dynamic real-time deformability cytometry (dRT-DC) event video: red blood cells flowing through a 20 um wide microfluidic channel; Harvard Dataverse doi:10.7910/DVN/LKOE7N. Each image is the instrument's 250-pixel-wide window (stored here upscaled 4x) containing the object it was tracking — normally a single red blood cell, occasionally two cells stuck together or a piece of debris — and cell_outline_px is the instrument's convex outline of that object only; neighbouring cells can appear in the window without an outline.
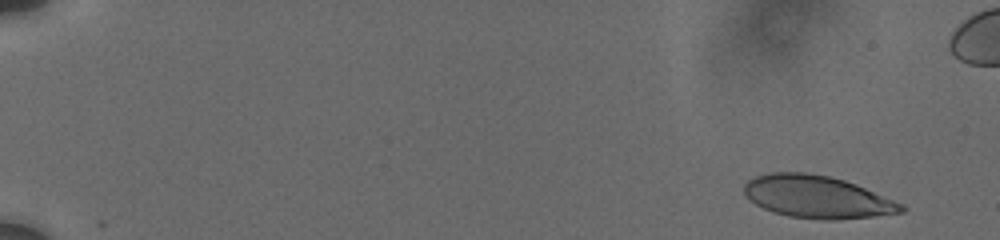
{"species": "human", "species_latin": "Homo sapiens", "temperature_condition": "cold", "stored_images_in_passage": 40, "camera_frame_rate_fps": 3000, "um_per_image_px": 0.085, "donor": {"sex": "male"}, "frame": {"image": 1, "passage_image": 5, "time_ms": 1.0, "image_size_px": [1000, 240], "cell_outline_px": [[908, 208], [904, 212], [872, 216], [836, 220], [824, 220], [788, 216], [772, 212], [748, 200], [744, 196], [744, 184], [748, 180], [756, 176], [768, 172], [808, 172], [828, 176], [844, 180], [856, 184], [904, 204]], "centroid_in_image_um": [69.44, 16.73], "position_along_channel_um": 15.6, "area_um2": 39.13}}
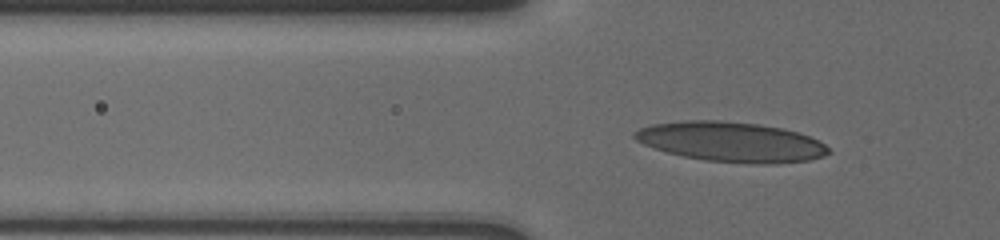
{"frame": {"image": 2, "passage_image": 38, "time_ms": 6.667, "image_size_px": [1000, 240], "cell_outline_px": [[832, 152], [824, 156], [808, 160], [772, 164], [748, 164], [704, 160], [684, 156], [668, 152], [644, 144], [636, 140], [632, 136], [632, 132], [640, 128], [652, 124], [684, 120], [720, 120], [756, 124], [784, 128], [800, 132], [824, 144]], "centroid_in_image_um": [62.15, 12.06], "position_along_channel_um": 63.6, "area_um2": 45.14}}